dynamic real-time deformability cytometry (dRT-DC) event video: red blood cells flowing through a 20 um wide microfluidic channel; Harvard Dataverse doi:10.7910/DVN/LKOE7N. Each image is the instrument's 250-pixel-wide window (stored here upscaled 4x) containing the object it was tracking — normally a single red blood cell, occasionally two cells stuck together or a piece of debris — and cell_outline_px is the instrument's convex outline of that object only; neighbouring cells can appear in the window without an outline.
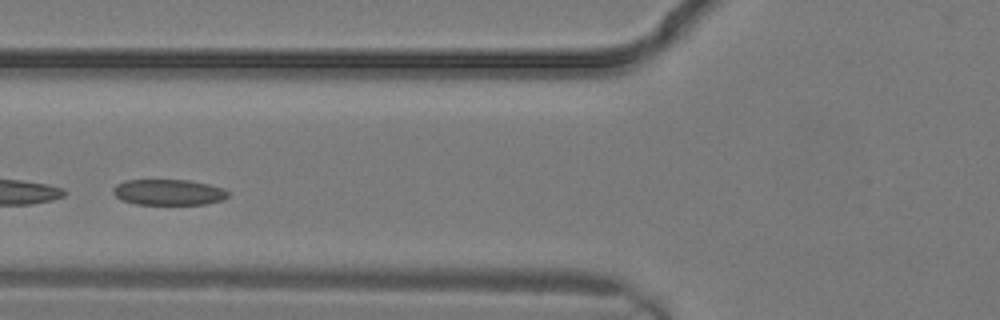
{"species": "common noctule bat (a hibernating species)", "species_latin": "Nyctalus noctula", "temperature_condition": "warm", "stored_images_in_passage": 8, "segment_of_instrument_passage": [2, 2], "camera_frame_rate_fps": 3000, "um_per_image_px": 0.085, "animal": {"sex": "male", "body_mass_g": 19.2, "forearm_length_mm": 51.8}, "frame": {"image": 1, "passage_image": 7, "time_ms": 2.0, "image_size_px": [1000, 320], "cell_outline_px": [[228, 196], [224, 200], [204, 204], [136, 204], [124, 200], [116, 196], [112, 192], [112, 188], [116, 184], [124, 180], [188, 180], [208, 184], [224, 188], [228, 192]], "centroid_in_image_um": [14.33, 16.33], "position_along_channel_um": 111.5, "area_um2": 17.28}}